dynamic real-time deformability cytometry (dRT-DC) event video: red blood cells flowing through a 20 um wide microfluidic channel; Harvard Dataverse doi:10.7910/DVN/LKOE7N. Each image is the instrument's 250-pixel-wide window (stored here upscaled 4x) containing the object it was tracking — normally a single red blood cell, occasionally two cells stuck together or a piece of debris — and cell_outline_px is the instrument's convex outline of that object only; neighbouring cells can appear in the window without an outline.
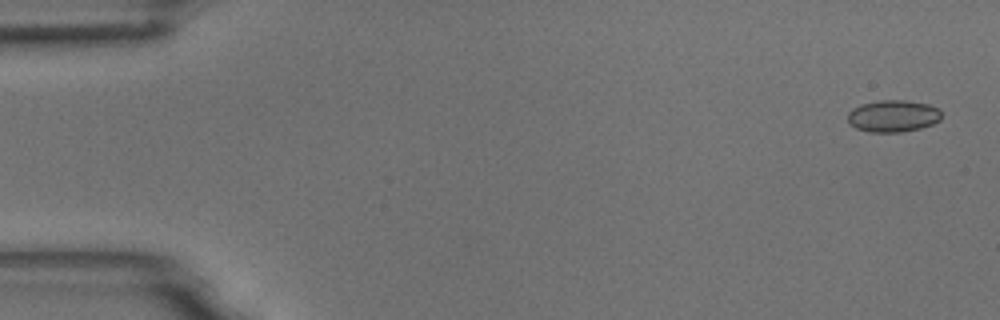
{"species": "common noctule bat (a hibernating species)", "species_latin": "Nyctalus noctula", "temperature_condition": "room temperature", "stored_images_in_passage": 54, "camera_frame_rate_fps": 3000, "um_per_image_px": 0.085, "animal": {"sex": "male", "body_mass_g": 18.8}, "frame": {"image": 1, "passage_image": 2, "time_ms": 0.333, "image_size_px": [1000, 320], "cell_outline_px": [[940, 120], [932, 124], [920, 128], [900, 132], [868, 132], [856, 128], [848, 120], [848, 112], [852, 108], [860, 104], [880, 100], [904, 100], [928, 104], [940, 108]], "centroid_in_image_um": [75.9, 9.85], "position_along_channel_um": 9.1, "area_um2": 17.46}}
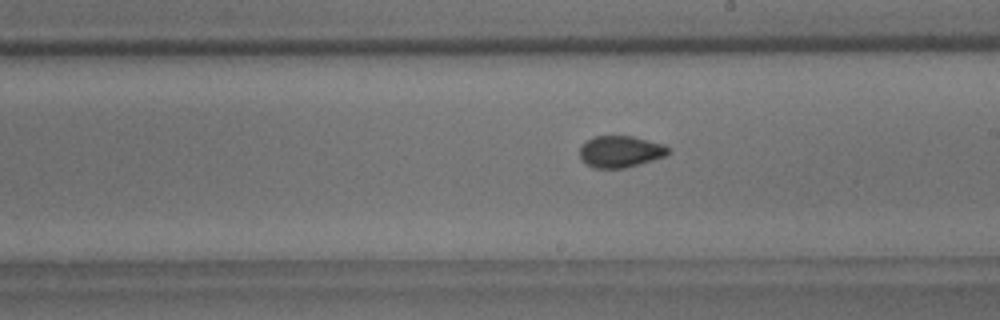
{"frame": {"image": 2, "passage_image": 31, "time_ms": 10.0, "image_size_px": [1000, 320], "cell_outline_px": [[668, 152], [664, 156], [640, 164], [624, 168], [596, 168], [580, 160], [580, 148], [588, 140], [596, 136], [632, 136], [664, 144], [668, 148]], "centroid_in_image_um": [52.72, 12.88], "position_along_channel_um": 236.3, "area_um2": 16.07}}
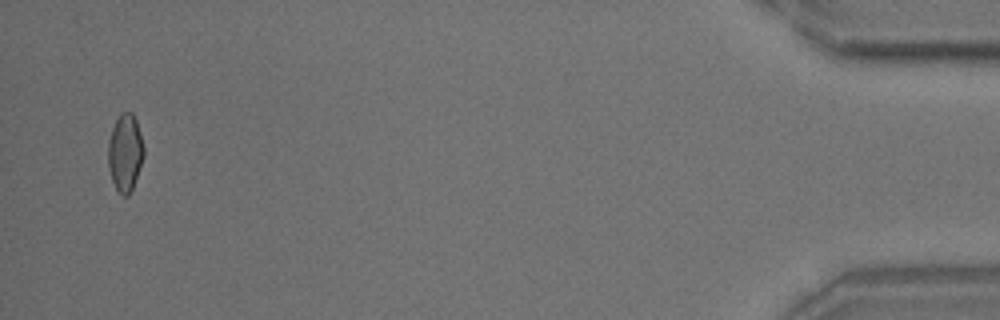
{"frame": {"image": 3, "passage_image": 53, "time_ms": 17.333, "image_size_px": [1000, 320], "cell_outline_px": [[144, 156], [132, 188], [128, 196], [120, 196], [112, 180], [108, 168], [108, 140], [112, 128], [120, 112], [132, 112], [136, 120], [144, 148]], "centroid_in_image_um": [10.62, 12.98], "position_along_channel_um": 424.6, "area_um2": 16.07}, "authors_computed_cell_mechanics": {"area_um2": 16.473, "velocity_mm_per_s": 3.7121, "shape_relaxation_time_tau1_ms": 5.5624, "shape_relaxation_time_tau2_ms": 1.9582, "deformation_change_tau1": 0.0842, "deformation_change_tau2": 0.0562}}